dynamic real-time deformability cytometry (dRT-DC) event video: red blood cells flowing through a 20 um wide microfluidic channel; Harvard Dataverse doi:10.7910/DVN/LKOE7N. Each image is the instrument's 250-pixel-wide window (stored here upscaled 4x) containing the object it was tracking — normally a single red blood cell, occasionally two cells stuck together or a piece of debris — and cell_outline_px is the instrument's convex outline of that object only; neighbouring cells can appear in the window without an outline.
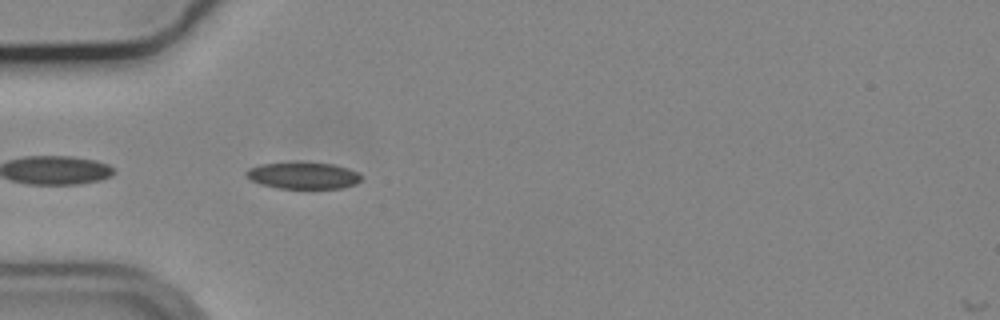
{"species": "common noctule bat (a hibernating species)", "species_latin": "Nyctalus noctula", "temperature_condition": "cold", "stored_images_in_passage": 3, "camera_frame_rate_fps": 3000, "um_per_image_px": 0.085, "animal": {"sex": "male", "body_mass_g": 19.2, "forearm_length_mm": 51.8}, "frame": {"image": 1, "passage_image": 2, "time_ms": 0.333, "image_size_px": [1000, 320], "cell_outline_px": [[360, 180], [356, 184], [340, 188], [276, 188], [260, 184], [244, 176], [244, 172], [248, 168], [260, 164], [292, 160], [300, 160], [332, 164], [348, 168], [356, 172], [360, 176]], "centroid_in_image_um": [25.69, 14.88], "position_along_channel_um": 59.3, "area_um2": 18.5}}